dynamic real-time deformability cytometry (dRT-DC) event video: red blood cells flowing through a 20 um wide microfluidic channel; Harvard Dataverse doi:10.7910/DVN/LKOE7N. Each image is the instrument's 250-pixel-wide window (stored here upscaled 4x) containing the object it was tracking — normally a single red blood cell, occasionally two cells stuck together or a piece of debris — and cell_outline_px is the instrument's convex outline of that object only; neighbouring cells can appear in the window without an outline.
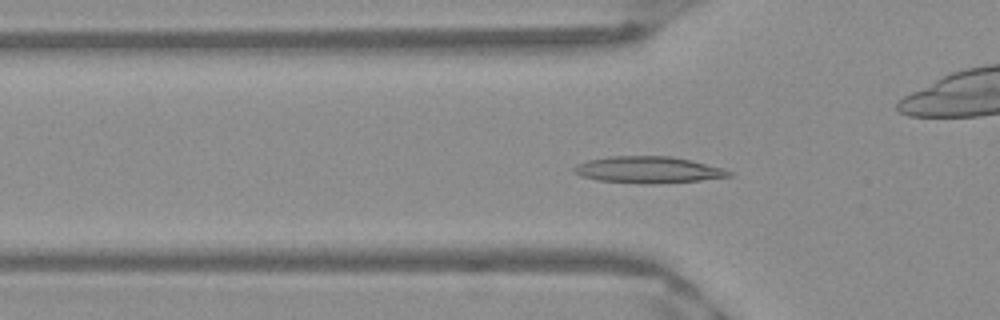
{"species": "Egyptian fruit bat (a non-hibernating species)", "species_latin": "Rousettus aegyptiacus", "temperature_condition": "warm", "stored_images_in_passage": 50, "camera_frame_rate_fps": 3000, "um_per_image_px": 0.085, "frame": {"image": 1, "passage_image": 15, "time_ms": 4.667, "image_size_px": [1000, 320], "cell_outline_px": [[732, 176], [700, 180], [652, 184], [644, 184], [596, 180], [580, 176], [572, 168], [576, 164], [588, 160], [608, 156], [672, 156], [692, 160], [724, 168], [732, 172]], "centroid_in_image_um": [55.1, 14.43], "position_along_channel_um": 70.7, "area_um2": 24.16}}
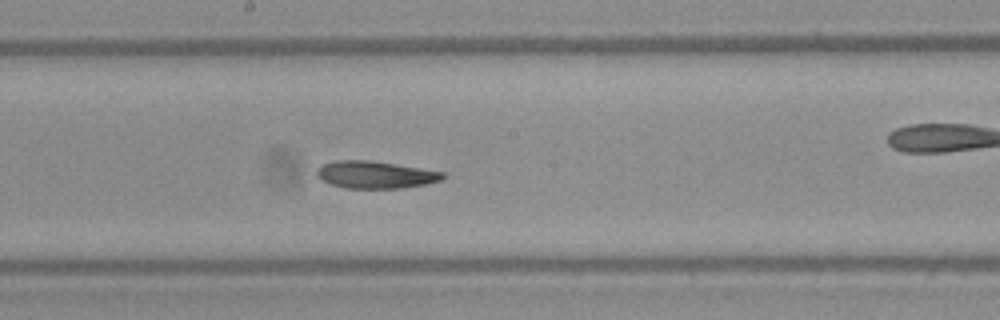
{"frame": {"image": 2, "passage_image": 26, "time_ms": 8.333, "image_size_px": [1000, 320], "cell_outline_px": [[448, 176], [444, 180], [428, 184], [404, 188], [344, 188], [320, 180], [316, 176], [316, 168], [324, 164], [336, 160], [372, 160], [444, 172]], "centroid_in_image_um": [31.94, 14.85], "position_along_channel_um": 216.3, "area_um2": 20.35}}
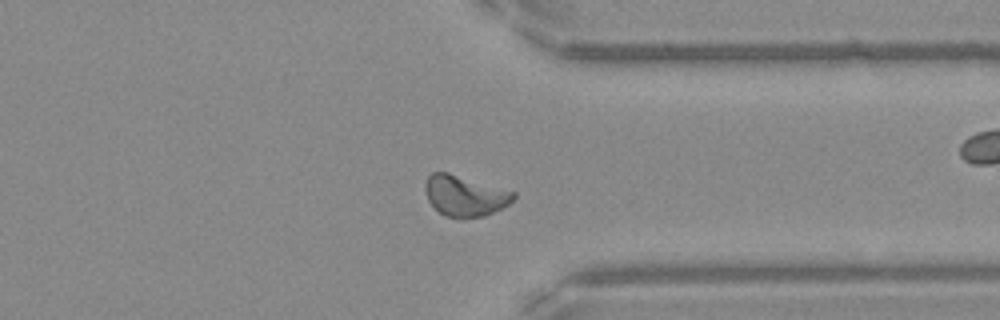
{"frame": {"image": 3, "passage_image": 38, "time_ms": 12.333, "image_size_px": [1000, 320], "cell_outline_px": [[516, 196], [508, 204], [484, 216], [444, 216], [428, 200], [424, 188], [424, 184], [428, 176], [432, 172], [448, 172], [516, 192]], "centroid_in_image_um": [39.49, 16.6], "position_along_channel_um": 371.9, "area_um2": 20.52}, "authors_computed_cell_mechanics": {"area_um2": 20.519, "velocity_mm_per_s": 3.9543, "shape_relaxation_time_tau1_ms": null, "shape_relaxation_time_tau2_ms": 9.089, "deformation_change_tau1": null, "deformation_change_tau2": 0.1316}}